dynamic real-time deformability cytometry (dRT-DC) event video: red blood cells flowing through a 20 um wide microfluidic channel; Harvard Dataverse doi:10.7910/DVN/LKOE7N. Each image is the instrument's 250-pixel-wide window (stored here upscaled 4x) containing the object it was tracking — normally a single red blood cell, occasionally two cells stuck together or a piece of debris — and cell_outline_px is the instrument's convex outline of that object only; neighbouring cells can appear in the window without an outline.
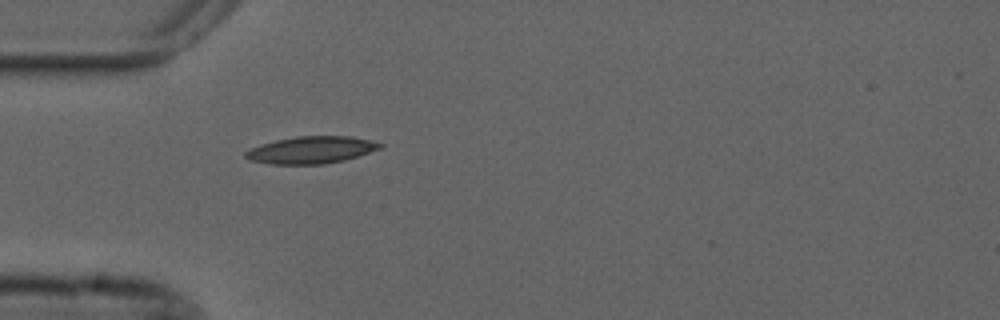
{"species": "common noctule bat (a hibernating species)", "species_latin": "Nyctalus noctula", "temperature_condition": "cold", "stored_images_in_passage": 40, "camera_frame_rate_fps": 3000, "um_per_image_px": 0.085, "animal": {"sex": "male", "forearm_length_mm": 52.5}, "frame": {"image": 1, "passage_image": 1, "time_ms": 0.0, "image_size_px": [1000, 320], "cell_outline_px": [[384, 144], [380, 148], [344, 160], [324, 164], [272, 164], [252, 160], [244, 156], [244, 152], [260, 144], [276, 140], [296, 136], [352, 136], [372, 140]], "centroid_in_image_um": [26.46, 12.73], "position_along_channel_um": 58.5, "area_um2": 21.1}}
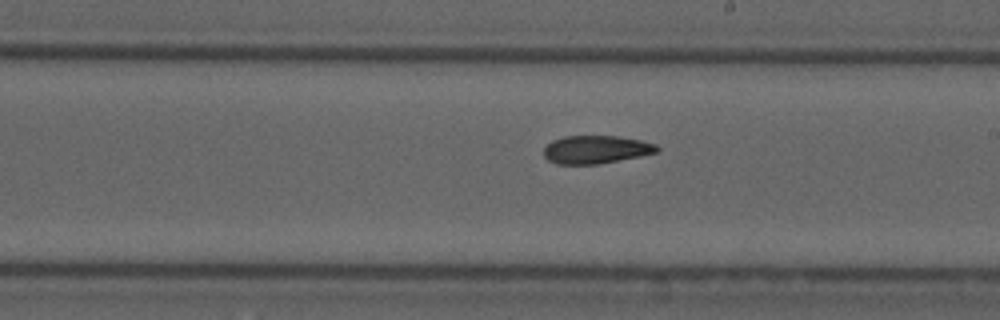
{"frame": {"image": 2, "passage_image": 16, "time_ms": 5.0, "image_size_px": [1000, 320], "cell_outline_px": [[660, 148], [656, 152], [596, 164], [556, 164], [548, 160], [544, 156], [544, 148], [552, 140], [564, 136], [616, 136], [640, 140], [656, 144]], "centroid_in_image_um": [50.6, 12.7], "position_along_channel_um": 238.4, "area_um2": 18.21}}
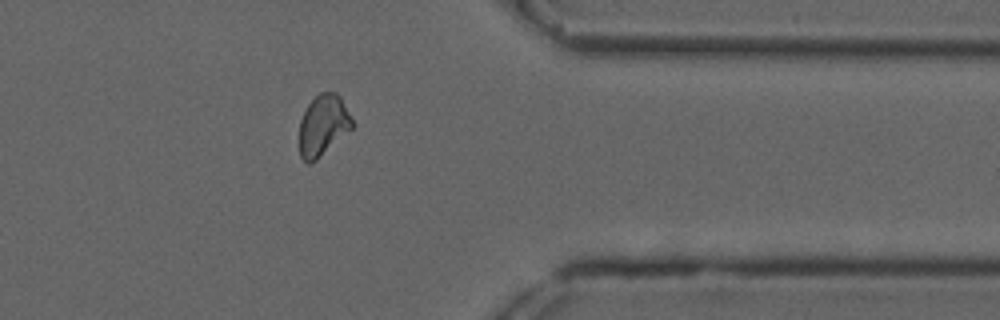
{"frame": {"image": 3, "passage_image": 29, "time_ms": 9.333, "image_size_px": [1000, 320], "cell_outline_px": [[352, 128], [316, 160], [308, 164], [300, 156], [300, 120], [308, 104], [320, 92], [336, 92], [340, 96], [352, 120]], "centroid_in_image_um": [27.45, 10.64], "position_along_channel_um": 384.0, "area_um2": 18.38}, "authors_computed_cell_mechanics": {"area_um2": 19.1318, "velocity_mm_per_s": 3.6725, "shape_relaxation_time_tau1_ms": null, "shape_relaxation_time_tau2_ms": 5.3392, "deformation_change_tau1": null, "deformation_change_tau2": 0.1181}}